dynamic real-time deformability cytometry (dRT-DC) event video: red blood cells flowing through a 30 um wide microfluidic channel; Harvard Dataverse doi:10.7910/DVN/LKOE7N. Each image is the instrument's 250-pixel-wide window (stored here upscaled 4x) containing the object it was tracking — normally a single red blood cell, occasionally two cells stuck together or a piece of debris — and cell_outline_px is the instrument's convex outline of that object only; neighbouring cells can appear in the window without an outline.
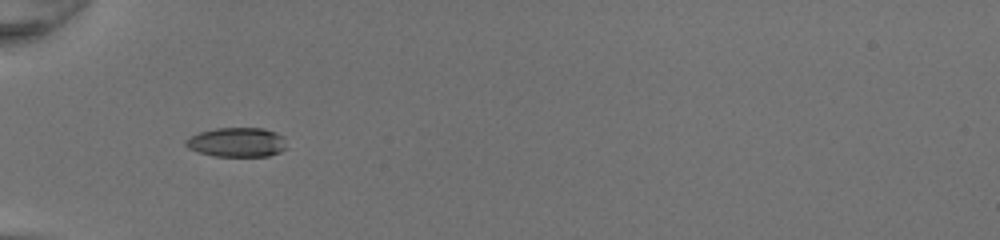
{"species": "common noctule bat (a hibernating species)", "species_latin": "Nyctalus noctula", "temperature_condition": "room temperature", "stored_images_in_passage": 33, "camera_frame_rate_fps": 3000, "um_per_image_px": 0.085, "animal": {"sex": "female", "body_mass_g": 20.0, "forearm_length_mm": 54.0}, "frame": {"image": 1, "passage_image": 1, "time_ms": 0.0, "image_size_px": [1000, 240], "cell_outline_px": [[288, 148], [280, 152], [268, 156], [216, 156], [200, 152], [188, 148], [184, 144], [184, 140], [200, 132], [216, 128], [264, 128], [276, 132], [284, 136]], "centroid_in_image_um": [20.19, 12.09], "position_along_channel_um": 64.8, "area_um2": 17.4}}
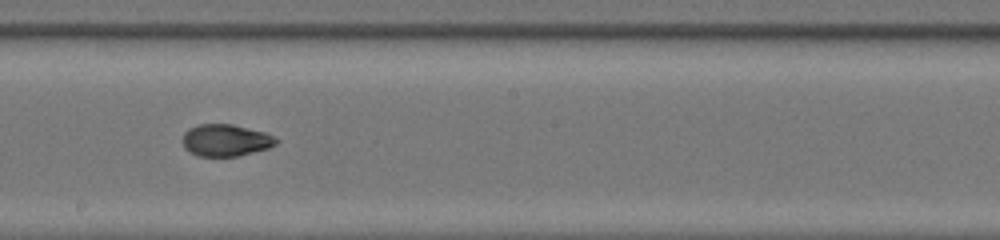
{"frame": {"image": 2, "passage_image": 13, "time_ms": 4.0, "image_size_px": [1000, 240], "cell_outline_px": [[280, 140], [276, 144], [268, 148], [236, 156], [196, 156], [188, 152], [184, 148], [180, 140], [184, 132], [188, 128], [200, 124], [232, 124], [264, 132]], "centroid_in_image_um": [19.11, 11.92], "position_along_channel_um": 229.1, "area_um2": 17.57}}
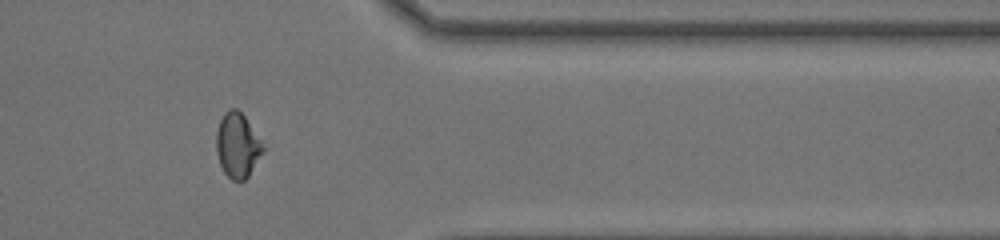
{"frame": {"image": 3, "passage_image": 25, "time_ms": 8.0, "image_size_px": [1000, 240], "cell_outline_px": [[268, 148], [248, 176], [244, 180], [232, 180], [224, 172], [220, 164], [216, 152], [216, 132], [220, 120], [224, 112], [228, 108], [236, 108], [244, 116]], "centroid_in_image_um": [20.22, 12.34], "position_along_channel_um": 391.2, "area_um2": 17.98}, "authors_computed_cell_mechanics": {"area_um2": 17.7446, "velocity_mm_per_s": 4.2847, "shape_relaxation_time_tau1_ms": null, "shape_relaxation_time_tau2_ms": 1.4293, "deformation_change_tau1": null, "deformation_change_tau2": 0.054}}